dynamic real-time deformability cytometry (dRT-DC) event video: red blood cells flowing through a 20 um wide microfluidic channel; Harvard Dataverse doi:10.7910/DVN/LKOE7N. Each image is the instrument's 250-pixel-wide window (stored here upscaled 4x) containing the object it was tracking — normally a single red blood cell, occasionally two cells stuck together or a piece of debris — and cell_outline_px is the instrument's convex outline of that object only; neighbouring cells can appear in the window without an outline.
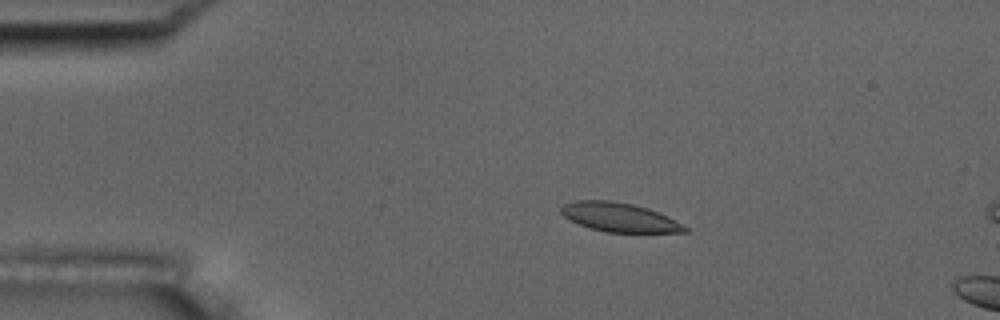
{"species": "common noctule bat (a hibernating species)", "species_latin": "Nyctalus noctula", "temperature_condition": "room temperature", "stored_images_in_passage": 5, "camera_frame_rate_fps": 3000, "um_per_image_px": 0.085, "animal": {"sex": "male", "body_mass_g": 17.5, "forearm_length_mm": 52.3}, "frame": {"image": 1, "passage_image": 4, "time_ms": 3.333, "image_size_px": [1000, 320], "cell_outline_px": [[688, 232], [608, 232], [592, 228], [580, 224], [564, 216], [560, 212], [560, 208], [564, 204], [576, 200], [608, 200], [632, 204], [648, 208], [668, 216], [688, 228]], "centroid_in_image_um": [52.65, 18.46], "position_along_channel_um": 32.4, "area_um2": 20.63}}